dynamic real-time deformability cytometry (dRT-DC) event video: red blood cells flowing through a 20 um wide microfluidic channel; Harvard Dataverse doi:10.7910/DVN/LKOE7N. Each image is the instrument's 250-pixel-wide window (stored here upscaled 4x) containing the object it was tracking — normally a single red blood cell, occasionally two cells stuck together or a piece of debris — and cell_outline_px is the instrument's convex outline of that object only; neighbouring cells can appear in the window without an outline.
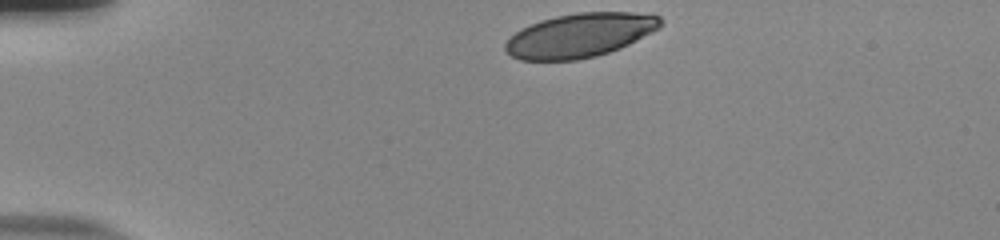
{"species": "human", "species_latin": "Homo sapiens", "temperature_condition": "room temperature", "stored_images_in_passage": 35, "camera_frame_rate_fps": 3000, "um_per_image_px": 0.085, "donor": {"sex": "male"}, "frame": {"image": 1, "passage_image": 1, "time_ms": 0.0, "image_size_px": [1000, 240], "cell_outline_px": [[664, 24], [660, 28], [620, 48], [596, 56], [576, 60], [520, 60], [512, 56], [504, 48], [504, 44], [520, 28], [540, 20], [556, 16], [576, 12], [632, 12], [660, 16], [664, 20]], "centroid_in_image_um": [49.3, 2.99], "position_along_channel_um": 35.7, "area_um2": 39.82}}
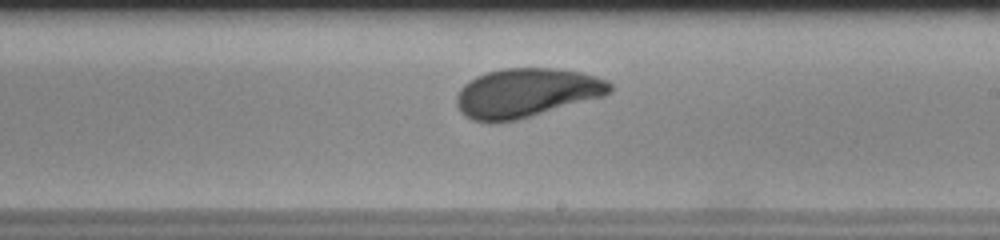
{"frame": {"image": 2, "passage_image": 22, "time_ms": 7.0, "image_size_px": [1000, 240], "cell_outline_px": [[612, 92], [604, 96], [516, 120], [492, 124], [472, 120], [464, 116], [460, 112], [456, 104], [456, 96], [460, 88], [468, 80], [476, 76], [488, 72], [504, 68], [556, 68], [584, 72], [596, 76], [612, 84]], "centroid_in_image_um": [44.71, 7.9], "position_along_channel_um": 244.3, "area_um2": 44.22}}
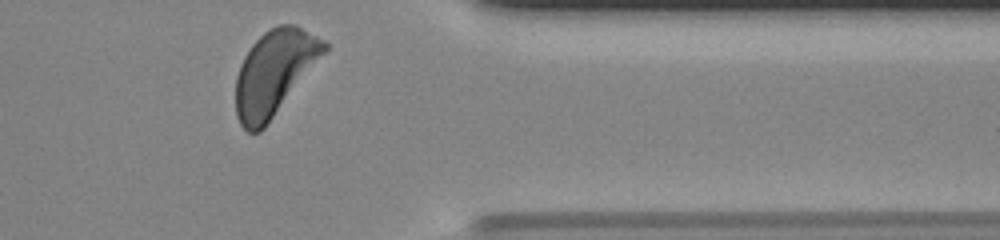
{"frame": {"image": 3, "passage_image": 34, "time_ms": 11.0, "image_size_px": [1000, 240], "cell_outline_px": [[328, 48], [264, 128], [260, 132], [248, 132], [240, 124], [236, 116], [236, 76], [240, 64], [244, 56], [252, 44], [264, 32], [280, 24], [296, 24], [324, 40], [328, 44]], "centroid_in_image_um": [23.29, 6.16], "position_along_channel_um": 388.1, "area_um2": 43.12}, "authors_computed_cell_mechanics": {"area_um2": 43.2344, "velocity_mm_per_s": 3.8397, "shape_relaxation_time_tau1_ms": 3.4714, "shape_relaxation_time_tau2_ms": 0.9094, "deformation_change_tau1": 0.1499, "deformation_change_tau2": 0.0556}}